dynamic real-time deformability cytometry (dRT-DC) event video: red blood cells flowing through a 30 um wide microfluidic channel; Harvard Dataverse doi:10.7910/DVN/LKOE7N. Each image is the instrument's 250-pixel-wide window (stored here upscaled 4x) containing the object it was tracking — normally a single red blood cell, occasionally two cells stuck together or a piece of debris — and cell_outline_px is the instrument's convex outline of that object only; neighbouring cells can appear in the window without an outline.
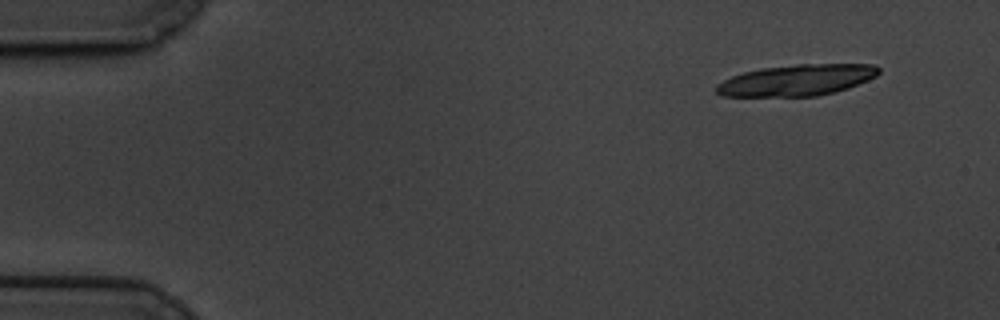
{"species": "common noctule bat (a hibernating species)", "species_latin": "Nyctalus noctula", "temperature_condition": "cold", "stored_images_in_passage": 16, "camera_frame_rate_fps": 3000, "um_per_image_px": 0.085, "animal": {"sex": "male", "body_mass_g": 19.5, "forearm_length_mm": 54.6}, "frame": {"image": 1, "passage_image": 1, "time_ms": 0.0, "image_size_px": [1000, 320], "cell_outline_px": [[880, 72], [876, 76], [868, 80], [848, 88], [836, 92], [816, 96], [720, 96], [716, 92], [716, 84], [732, 76], [744, 72], [760, 68], [800, 64], [876, 64], [880, 68]], "centroid_in_image_um": [67.75, 6.81], "position_along_channel_um": 17.3, "area_um2": 29.59}}